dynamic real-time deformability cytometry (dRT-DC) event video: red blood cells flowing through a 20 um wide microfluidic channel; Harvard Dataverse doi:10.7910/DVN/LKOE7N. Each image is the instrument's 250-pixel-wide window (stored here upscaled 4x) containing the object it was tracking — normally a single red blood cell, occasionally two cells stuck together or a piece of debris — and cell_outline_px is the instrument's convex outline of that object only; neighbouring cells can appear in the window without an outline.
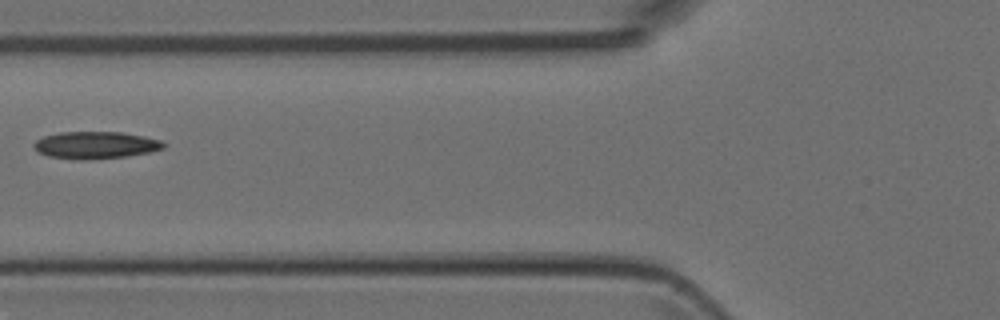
{"species": "Egyptian fruit bat (a non-hibernating species)", "species_latin": "Rousettus aegyptiacus", "temperature_condition": "room temperature", "stored_images_in_passage": 2, "camera_frame_rate_fps": 3000, "um_per_image_px": 0.085, "animal": {"sex": "female"}, "frame": {"image": 1, "passage_image": 2, "time_ms": 1.0, "image_size_px": [1000, 320], "cell_outline_px": [[168, 144], [164, 148], [152, 152], [124, 156], [84, 160], [80, 160], [48, 156], [40, 152], [32, 144], [36, 140], [44, 136], [60, 132], [120, 132], [144, 136], [160, 140]], "centroid_in_image_um": [8.16, 12.33], "position_along_channel_um": 117.6, "area_um2": 20.46}}